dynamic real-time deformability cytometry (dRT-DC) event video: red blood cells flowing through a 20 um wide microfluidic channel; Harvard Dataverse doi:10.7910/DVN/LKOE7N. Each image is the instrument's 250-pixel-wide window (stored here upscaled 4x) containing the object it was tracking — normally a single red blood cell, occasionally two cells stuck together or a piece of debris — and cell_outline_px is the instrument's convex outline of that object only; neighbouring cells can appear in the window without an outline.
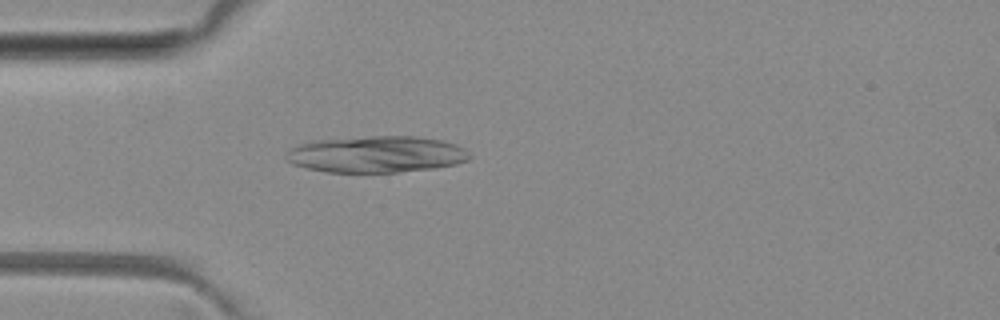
{"species": "common noctule bat (a hibernating species)", "species_latin": "Nyctalus noctula", "temperature_condition": "room temperature", "stored_images_in_passage": 1, "camera_frame_rate_fps": 3000, "um_per_image_px": 0.085, "animal": {"sex": "female", "body_mass_g": 29.2, "forearm_length_mm": 56.3}, "frame": {"image": 1, "passage_image": 1, "time_ms": 0.0, "image_size_px": [1000, 320], "cell_outline_px": [[472, 156], [468, 160], [456, 164], [436, 168], [400, 172], [324, 172], [292, 164], [284, 160], [284, 156], [292, 148], [300, 144], [312, 140], [372, 136], [416, 136], [440, 140], [456, 144], [464, 148]], "centroid_in_image_um": [31.99, 13.12], "position_along_channel_um": 53.0, "area_um2": 39.3}}